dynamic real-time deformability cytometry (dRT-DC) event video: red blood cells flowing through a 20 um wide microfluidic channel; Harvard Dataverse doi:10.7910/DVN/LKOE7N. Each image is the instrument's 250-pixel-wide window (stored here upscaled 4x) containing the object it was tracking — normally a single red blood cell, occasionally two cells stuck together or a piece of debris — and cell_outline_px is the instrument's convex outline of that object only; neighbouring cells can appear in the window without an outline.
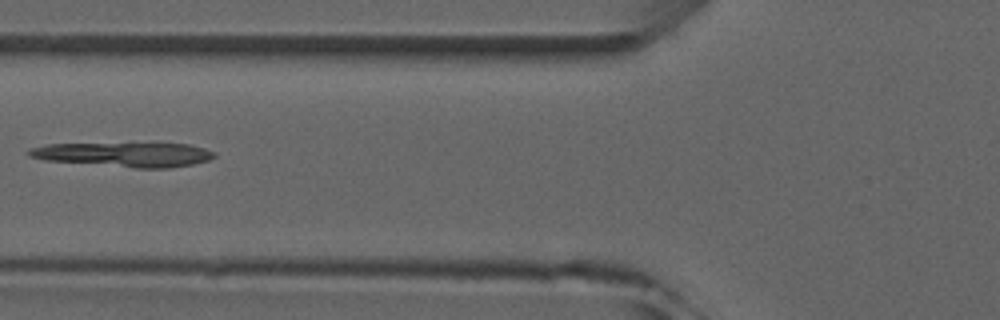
{"species": "common noctule bat (a hibernating species)", "species_latin": "Nyctalus noctula", "temperature_condition": "room temperature", "stored_images_in_passage": 5, "camera_frame_rate_fps": 3000, "um_per_image_px": 0.085, "animal": {"sex": "male", "forearm_length_mm": 52.5}, "frame": {"image": 1, "passage_image": 5, "time_ms": 4.667, "image_size_px": [1000, 320], "cell_outline_px": [[216, 156], [208, 160], [192, 164], [172, 168], [136, 168], [44, 160], [28, 156], [24, 152], [28, 148], [48, 144], [188, 144], [204, 148], [216, 152]], "centroid_in_image_um": [10.54, 13.14], "position_along_channel_um": 115.3, "area_um2": 26.3}}